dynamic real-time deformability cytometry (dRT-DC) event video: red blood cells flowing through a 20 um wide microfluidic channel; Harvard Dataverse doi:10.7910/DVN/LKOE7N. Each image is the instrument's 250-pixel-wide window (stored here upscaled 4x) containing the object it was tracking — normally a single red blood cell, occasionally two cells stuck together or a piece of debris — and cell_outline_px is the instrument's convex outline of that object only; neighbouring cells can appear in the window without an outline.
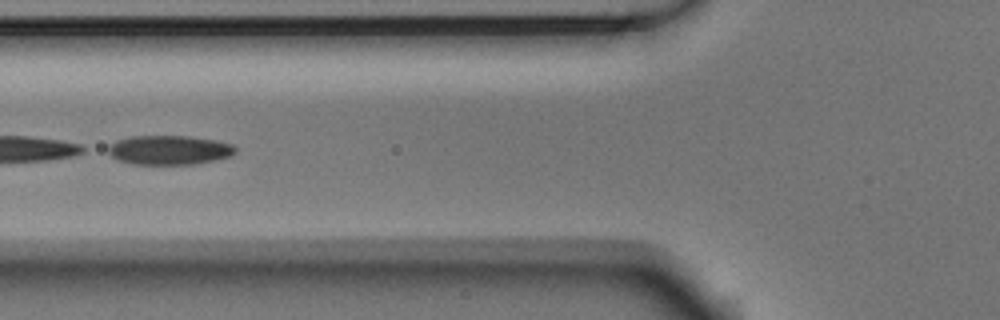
{"species": "Egyptian fruit bat (a non-hibernating species)", "species_latin": "Rousettus aegyptiacus", "temperature_condition": "room temperature", "stored_images_in_passage": 18, "camera_frame_rate_fps": 3000, "um_per_image_px": 0.085, "animal": {"sex": "male"}, "frame": {"image": 1, "passage_image": 13, "time_ms": 4.0, "image_size_px": [1000, 320], "cell_outline_px": [[236, 152], [228, 156], [212, 160], [192, 164], [132, 164], [116, 160], [108, 152], [108, 148], [116, 140], [132, 136], [188, 136], [216, 140], [232, 144], [236, 148]], "centroid_in_image_um": [14.35, 12.75], "position_along_channel_um": 111.4, "area_um2": 21.56}}
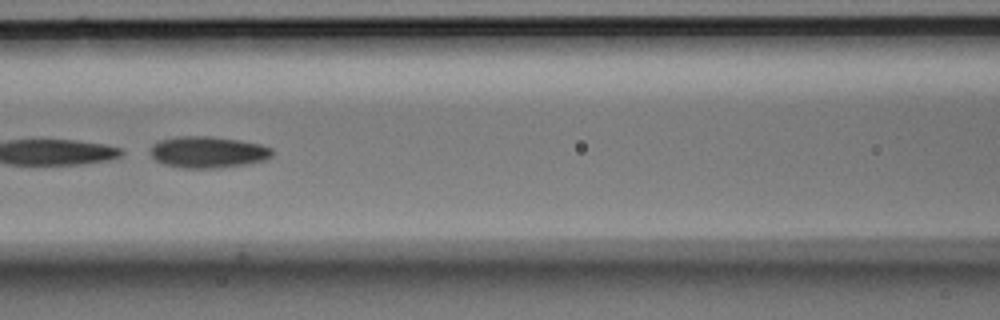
{"frame": {"image": 2, "passage_image": 16, "time_ms": 5.0, "image_size_px": [1000, 320], "cell_outline_px": [[272, 156], [264, 160], [248, 164], [216, 168], [184, 168], [164, 164], [156, 160], [148, 152], [152, 144], [160, 140], [176, 136], [212, 136], [240, 140], [260, 144], [272, 148]], "centroid_in_image_um": [17.65, 12.92], "position_along_channel_um": 148.9, "area_um2": 22.54}}